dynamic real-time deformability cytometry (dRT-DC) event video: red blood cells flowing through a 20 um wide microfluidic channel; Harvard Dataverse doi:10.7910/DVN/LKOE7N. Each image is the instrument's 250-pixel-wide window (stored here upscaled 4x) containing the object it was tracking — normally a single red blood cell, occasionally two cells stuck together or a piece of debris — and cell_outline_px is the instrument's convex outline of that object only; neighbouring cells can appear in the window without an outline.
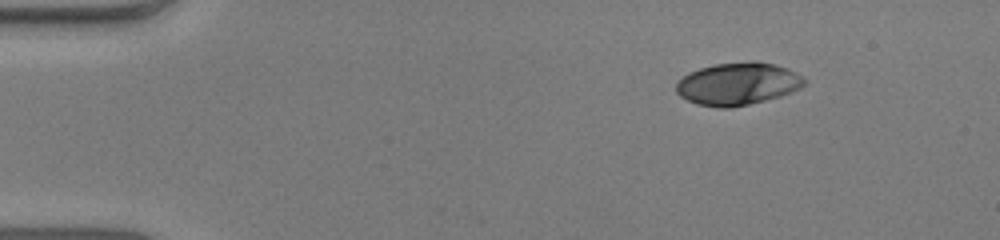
{"species": "human", "species_latin": "Homo sapiens", "temperature_condition": "warm", "stored_images_in_passage": 47, "camera_frame_rate_fps": 3000, "um_per_image_px": 0.085, "donor": {"sex": "male"}, "frame": {"image": 1, "passage_image": 1, "time_ms": 0.0, "image_size_px": [1000, 240], "cell_outline_px": [[808, 80], [800, 88], [780, 96], [748, 104], [728, 108], [720, 108], [696, 104], [680, 96], [676, 92], [676, 84], [688, 72], [700, 68], [716, 64], [752, 60], [756, 60], [772, 64], [784, 68]], "centroid_in_image_um": [62.67, 7.12], "position_along_channel_um": 22.3, "area_um2": 31.44}}
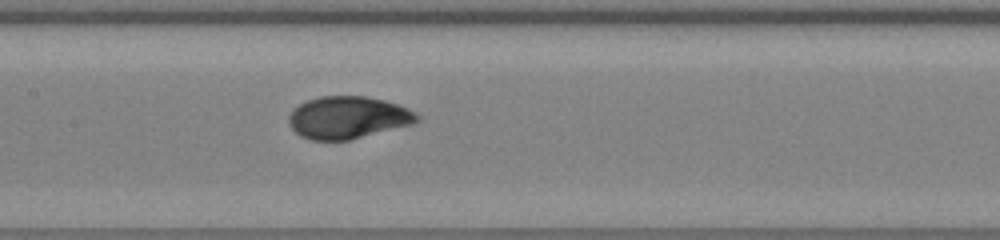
{"frame": {"image": 2, "passage_image": 20, "time_ms": 6.333, "image_size_px": [1000, 240], "cell_outline_px": [[420, 120], [412, 124], [348, 140], [312, 140], [300, 136], [292, 128], [288, 120], [288, 116], [300, 104], [308, 100], [320, 96], [364, 96], [384, 100], [408, 108], [420, 116]], "centroid_in_image_um": [29.58, 9.99], "position_along_channel_um": 177.8, "area_um2": 31.33}}
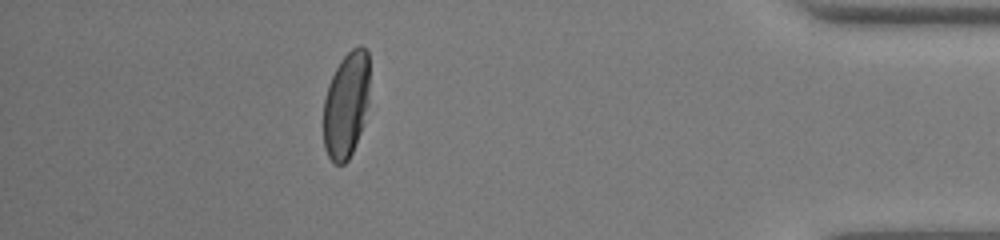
{"frame": {"image": 3, "passage_image": 41, "time_ms": 13.333, "image_size_px": [1000, 240], "cell_outline_px": [[368, 104], [360, 132], [352, 152], [348, 160], [344, 164], [332, 164], [324, 148], [324, 100], [328, 84], [340, 60], [352, 48], [360, 44], [368, 52]], "centroid_in_image_um": [29.41, 8.92], "position_along_channel_um": 405.8, "area_um2": 28.44}, "authors_computed_cell_mechanics": {"area_um2": 31.501, "velocity_mm_per_s": 3.9164, "shape_relaxation_time_tau1_ms": 3.5401, "shape_relaxation_time_tau2_ms": null, "deformation_change_tau1": 0.1963, "deformation_change_tau2": null}}